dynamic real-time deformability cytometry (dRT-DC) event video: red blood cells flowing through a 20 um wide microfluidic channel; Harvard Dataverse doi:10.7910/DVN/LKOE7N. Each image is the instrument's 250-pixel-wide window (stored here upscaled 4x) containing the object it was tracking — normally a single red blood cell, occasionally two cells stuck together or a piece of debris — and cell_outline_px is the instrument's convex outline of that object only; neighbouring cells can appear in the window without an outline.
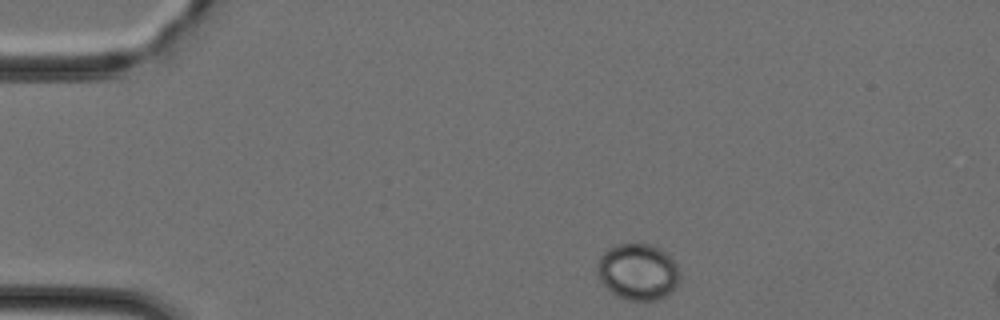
{"species": "Egyptian fruit bat (a non-hibernating species)", "species_latin": "Rousettus aegyptiacus", "temperature_condition": "cold", "stored_images_in_passage": 5, "camera_frame_rate_fps": 3000, "um_per_image_px": 0.085, "animal": {"sex": "female"}, "frame": {"image": 1, "passage_image": 1, "time_ms": 0.0, "image_size_px": [1000, 320], "cell_outline_px": [[680, 280], [672, 292], [656, 300], [628, 300], [616, 296], [600, 280], [596, 272], [596, 264], [600, 256], [608, 248], [616, 244], [652, 244], [664, 252], [676, 264], [680, 272]], "centroid_in_image_um": [54.21, 23.1], "position_along_channel_um": 30.8, "area_um2": 27.17}}